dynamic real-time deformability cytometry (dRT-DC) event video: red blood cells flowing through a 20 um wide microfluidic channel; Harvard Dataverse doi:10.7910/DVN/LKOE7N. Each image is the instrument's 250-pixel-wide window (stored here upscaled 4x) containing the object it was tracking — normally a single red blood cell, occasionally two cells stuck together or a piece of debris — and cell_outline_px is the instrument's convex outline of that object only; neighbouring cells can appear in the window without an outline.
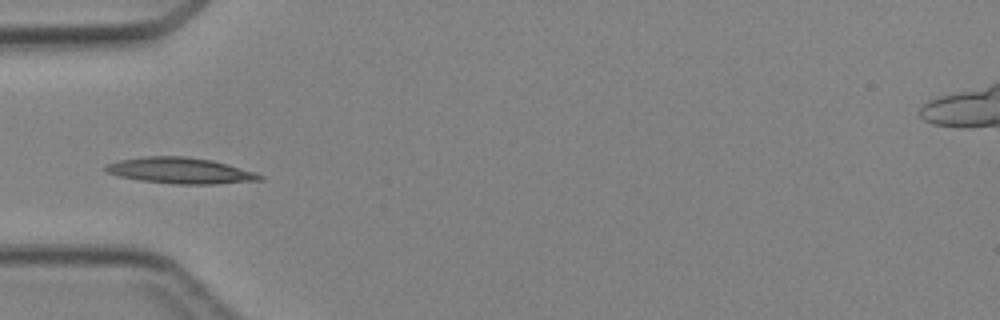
{"species": "Egyptian fruit bat (a non-hibernating species)", "species_latin": "Rousettus aegyptiacus", "temperature_condition": "cold", "stored_images_in_passage": 4, "camera_frame_rate_fps": 3000, "um_per_image_px": 0.085, "animal": {"sex": "female"}, "frame": {"image": 1, "passage_image": 4, "time_ms": 3.667, "image_size_px": [1000, 320], "cell_outline_px": [[264, 180], [216, 184], [176, 184], [140, 180], [120, 176], [108, 172], [104, 168], [108, 164], [120, 160], [144, 156], [184, 156], [212, 160], [252, 172], [264, 176]], "centroid_in_image_um": [15.34, 14.5], "position_along_channel_um": 69.7, "area_um2": 23.0}}